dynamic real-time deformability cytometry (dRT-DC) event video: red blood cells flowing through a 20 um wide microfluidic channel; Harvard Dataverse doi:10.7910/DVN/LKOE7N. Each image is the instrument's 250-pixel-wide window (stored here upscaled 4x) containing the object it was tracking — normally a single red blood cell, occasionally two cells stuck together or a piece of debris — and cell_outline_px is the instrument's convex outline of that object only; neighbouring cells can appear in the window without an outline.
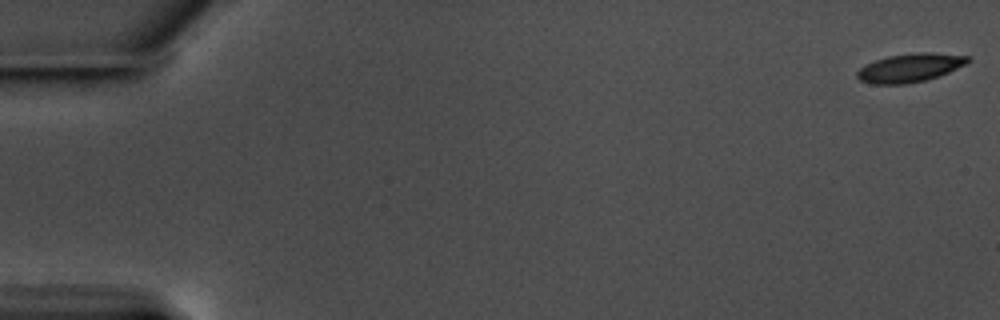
{"species": "common noctule bat (a hibernating species)", "species_latin": "Nyctalus noctula", "temperature_condition": "warm", "stored_images_in_passage": 58, "camera_frame_rate_fps": 3000, "um_per_image_px": 0.085, "animal": {"sex": "male", "body_mass_g": 17.5, "forearm_length_mm": 52.3}, "frame": {"image": 1, "passage_image": 1, "time_ms": 0.0, "image_size_px": [1000, 320], "cell_outline_px": [[972, 60], [940, 76], [908, 84], [872, 84], [860, 80], [856, 76], [856, 72], [864, 64], [888, 56], [920, 52], [928, 52], [972, 56]], "centroid_in_image_um": [77.34, 5.76], "position_along_channel_um": 7.7, "area_um2": 18.44}}
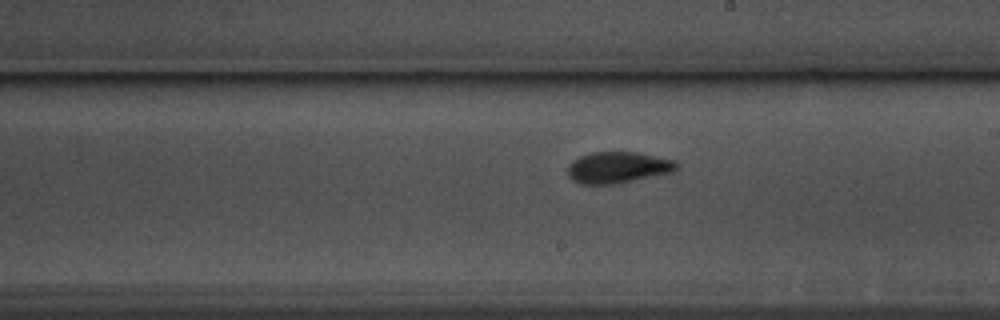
{"frame": {"image": 2, "passage_image": 34, "time_ms": 11.0, "image_size_px": [1000, 320], "cell_outline_px": [[680, 168], [676, 172], [612, 184], [580, 184], [572, 180], [568, 176], [568, 164], [572, 160], [580, 156], [592, 152], [636, 152], [676, 160], [680, 164]], "centroid_in_image_um": [52.56, 14.23], "position_along_channel_um": 236.4, "area_um2": 20.17}}
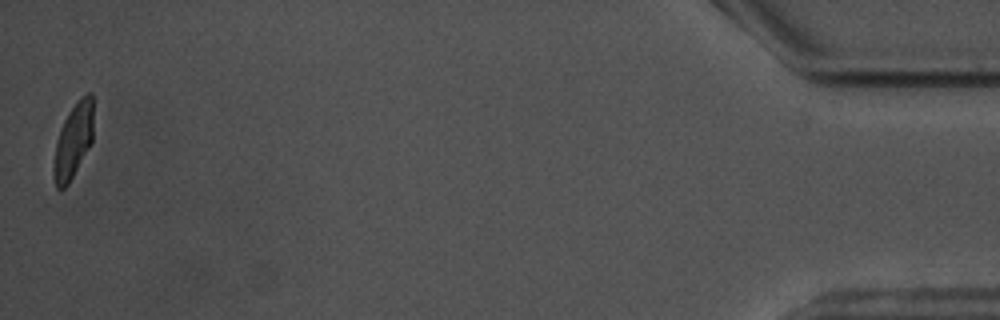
{"frame": {"image": 3, "passage_image": 58, "time_ms": 19.0, "image_size_px": [1000, 320], "cell_outline_px": [[92, 140], [68, 184], [64, 188], [56, 188], [52, 172], [52, 168], [56, 140], [64, 120], [80, 96], [88, 92], [92, 92]], "centroid_in_image_um": [6.2, 11.96], "position_along_channel_um": 429.0, "area_um2": 16.99}, "authors_computed_cell_mechanics": {"area_um2": 18.785, "velocity_mm_per_s": 3.5311, "shape_relaxation_time_tau1_ms": 2.9169, "shape_relaxation_time_tau2_ms": 0.9802, "deformation_change_tau1": 0.1321, "deformation_change_tau2": 0.0663}}